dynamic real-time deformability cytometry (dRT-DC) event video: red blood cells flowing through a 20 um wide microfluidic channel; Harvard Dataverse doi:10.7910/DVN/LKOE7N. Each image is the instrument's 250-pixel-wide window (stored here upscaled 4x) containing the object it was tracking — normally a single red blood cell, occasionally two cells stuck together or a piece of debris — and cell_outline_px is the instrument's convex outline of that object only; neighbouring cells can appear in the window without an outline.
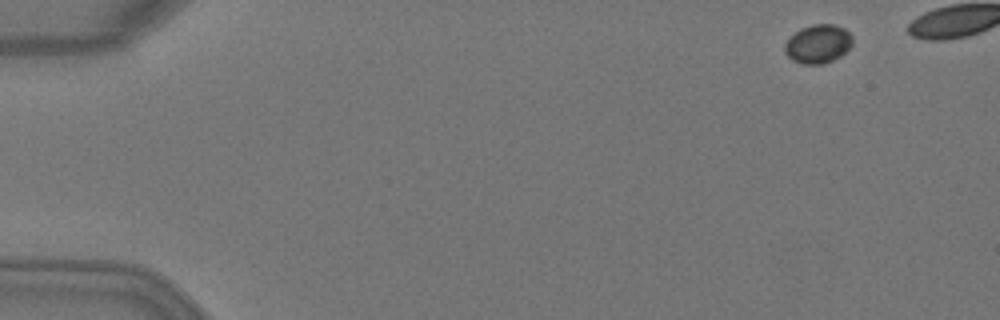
{"species": "Egyptian fruit bat (a non-hibernating species)", "species_latin": "Rousettus aegyptiacus", "temperature_condition": "warm", "stored_images_in_passage": 5, "camera_frame_rate_fps": 3000, "um_per_image_px": 0.085, "animal": {"sex": "female"}, "frame": {"image": 1, "passage_image": 1, "time_ms": 0.0, "image_size_px": [1000, 320], "cell_outline_px": [[852, 44], [840, 56], [824, 64], [804, 64], [792, 60], [784, 52], [784, 44], [800, 28], [812, 24], [832, 24], [844, 28], [852, 36]], "centroid_in_image_um": [69.52, 3.73], "position_along_channel_um": 15.5, "area_um2": 15.14}}